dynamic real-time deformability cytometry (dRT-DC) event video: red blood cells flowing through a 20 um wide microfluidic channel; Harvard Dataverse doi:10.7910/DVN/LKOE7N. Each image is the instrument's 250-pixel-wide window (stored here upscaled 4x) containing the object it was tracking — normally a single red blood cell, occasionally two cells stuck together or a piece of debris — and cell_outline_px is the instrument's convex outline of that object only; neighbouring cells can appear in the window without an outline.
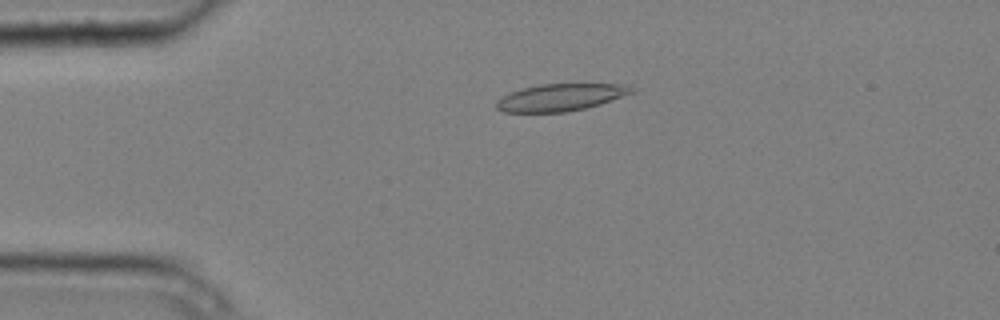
{"species": "common noctule bat (a hibernating species)", "species_latin": "Nyctalus noctula", "temperature_condition": "cold", "stored_images_in_passage": 5, "camera_frame_rate_fps": 3000, "um_per_image_px": 0.085, "animal": {"sex": "male", "body_mass_g": 20.4}, "frame": {"image": 1, "passage_image": 4, "time_ms": 1.0, "image_size_px": [1000, 320], "cell_outline_px": [[636, 88], [632, 92], [600, 104], [584, 108], [564, 112], [504, 112], [496, 108], [496, 100], [500, 96], [524, 88], [540, 84], [628, 84]], "centroid_in_image_um": [47.63, 8.27], "position_along_channel_um": 37.4, "area_um2": 21.21}}